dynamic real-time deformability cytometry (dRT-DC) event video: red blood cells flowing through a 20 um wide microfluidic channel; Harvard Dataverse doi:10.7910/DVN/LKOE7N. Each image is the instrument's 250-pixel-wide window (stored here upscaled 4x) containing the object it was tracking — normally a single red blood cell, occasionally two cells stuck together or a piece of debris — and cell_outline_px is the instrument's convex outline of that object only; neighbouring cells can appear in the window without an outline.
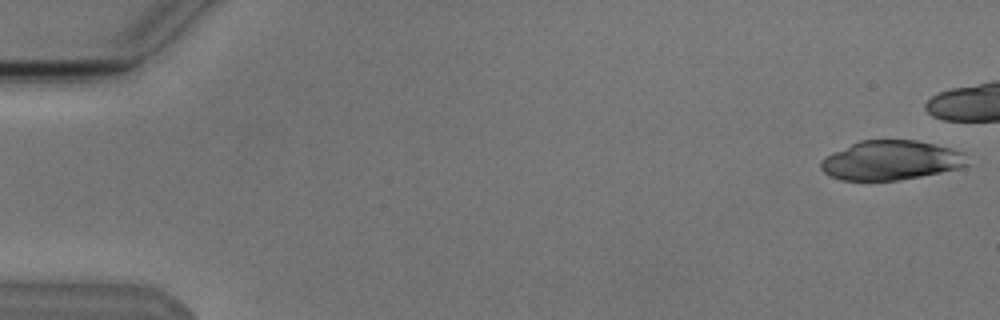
{"species": "Egyptian fruit bat (a non-hibernating species)", "species_latin": "Rousettus aegyptiacus", "temperature_condition": "cold", "stored_images_in_passage": 5, "camera_frame_rate_fps": 3000, "um_per_image_px": 0.085, "animal": {"sex": "male"}, "frame": {"image": 1, "passage_image": 1, "time_ms": 0.0, "image_size_px": [1000, 320], "cell_outline_px": [[972, 164], [960, 168], [900, 180], [840, 180], [828, 176], [820, 168], [820, 160], [824, 156], [860, 140], [916, 140], [936, 144], [952, 148], [964, 152]], "centroid_in_image_um": [75.75, 13.62], "position_along_channel_um": 9.3, "area_um2": 33.99}}